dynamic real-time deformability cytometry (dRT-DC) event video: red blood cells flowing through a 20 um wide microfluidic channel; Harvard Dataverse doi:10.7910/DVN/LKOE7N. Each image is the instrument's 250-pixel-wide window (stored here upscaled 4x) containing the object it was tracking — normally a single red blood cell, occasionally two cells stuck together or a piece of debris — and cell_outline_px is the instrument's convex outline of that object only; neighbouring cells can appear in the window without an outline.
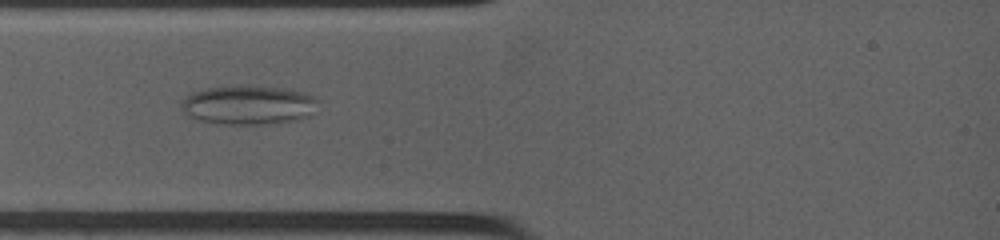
{"species": "common noctule bat (a hibernating species)", "species_latin": "Nyctalus noctula", "temperature_condition": "warm", "stored_images_in_passage": 19, "camera_frame_rate_fps": 4500, "um_per_image_px": 0.085, "animal": {"sex": "female", "body_mass_g": 19.0, "forearm_length_mm": 53.3}, "frame": {"image": 1, "passage_image": 8, "time_ms": 2.444, "image_size_px": [1000, 240], "cell_outline_px": [[320, 100], [312, 116], [300, 120], [268, 124], [220, 124], [196, 120], [188, 116], [180, 108], [180, 100], [196, 92], [208, 88], [240, 84], [248, 84], [280, 88], [308, 92]], "centroid_in_image_um": [21.17, 8.92], "position_along_channel_um": 63.8, "area_um2": 32.08}}
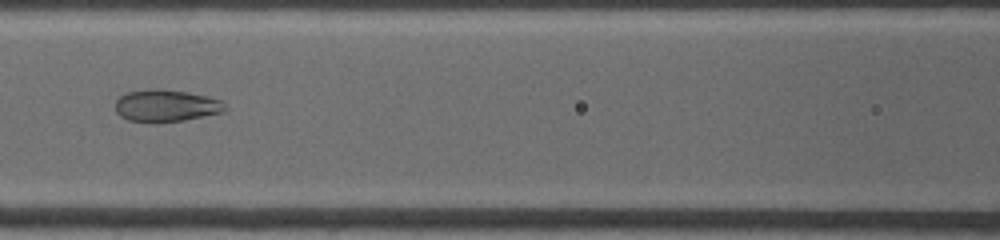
{"frame": {"image": 2, "passage_image": 14, "time_ms": 4.667, "image_size_px": [1000, 240], "cell_outline_px": [[228, 108], [224, 112], [184, 120], [156, 124], [148, 124], [128, 120], [120, 116], [116, 112], [116, 100], [124, 92], [148, 88], [160, 88], [188, 92], [208, 96], [220, 100]], "centroid_in_image_um": [14.08, 8.99], "position_along_channel_um": 152.5, "area_um2": 21.21}}
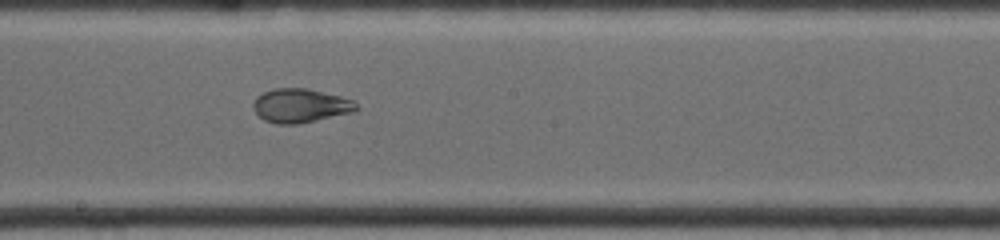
{"frame": {"image": 3, "passage_image": 19, "time_ms": 6.444, "image_size_px": [1000, 240], "cell_outline_px": [[360, 108], [356, 112], [296, 124], [276, 124], [264, 120], [252, 108], [252, 104], [256, 96], [264, 92], [276, 88], [308, 88], [356, 100]], "centroid_in_image_um": [25.58, 8.97], "position_along_channel_um": 222.6, "area_um2": 20.63}}